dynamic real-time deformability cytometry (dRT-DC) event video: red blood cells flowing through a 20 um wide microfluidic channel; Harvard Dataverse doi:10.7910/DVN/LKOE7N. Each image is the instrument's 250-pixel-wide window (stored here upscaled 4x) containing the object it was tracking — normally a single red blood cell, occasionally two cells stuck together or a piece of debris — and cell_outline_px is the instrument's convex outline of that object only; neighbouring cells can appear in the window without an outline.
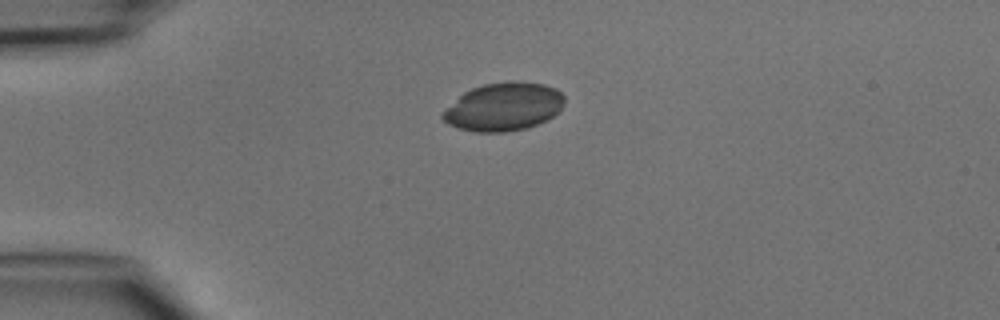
{"species": "common noctule bat (a hibernating species)", "species_latin": "Nyctalus noctula", "temperature_condition": "cold", "stored_images_in_passage": 5, "camera_frame_rate_fps": 3000, "um_per_image_px": 0.085, "animal": {"sex": "male", "body_mass_g": 15.6}, "frame": {"image": 1, "passage_image": 5, "time_ms": 4.667, "image_size_px": [1000, 320], "cell_outline_px": [[564, 104], [552, 116], [528, 128], [504, 132], [476, 132], [456, 128], [448, 124], [440, 116], [464, 92], [472, 88], [484, 84], [508, 80], [520, 80], [544, 84], [556, 88], [564, 96]], "centroid_in_image_um": [42.82, 9.06], "position_along_channel_um": 42.2, "area_um2": 34.1}}